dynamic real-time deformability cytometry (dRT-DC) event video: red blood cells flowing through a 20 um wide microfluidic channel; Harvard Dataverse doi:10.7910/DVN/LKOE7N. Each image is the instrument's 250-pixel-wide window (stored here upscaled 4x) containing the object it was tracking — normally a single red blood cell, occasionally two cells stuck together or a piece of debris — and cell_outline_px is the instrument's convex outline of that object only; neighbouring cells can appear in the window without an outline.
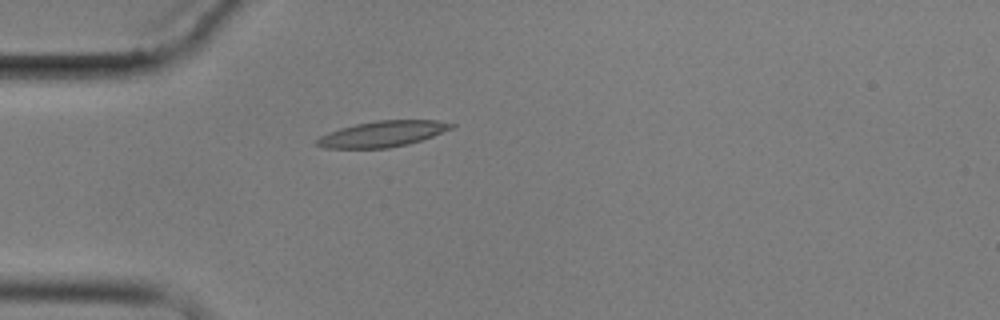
{"species": "common noctule bat (a hibernating species)", "species_latin": "Nyctalus noctula", "temperature_condition": "cold", "stored_images_in_passage": 6, "camera_frame_rate_fps": 3000, "um_per_image_px": 0.085, "animal": {"sex": "male", "body_mass_g": 17.9}, "frame": {"image": 1, "passage_image": 5, "time_ms": 4.667, "image_size_px": [1000, 320], "cell_outline_px": [[456, 124], [452, 128], [432, 136], [408, 144], [388, 148], [324, 148], [316, 144], [316, 140], [320, 136], [328, 132], [340, 128], [356, 124], [376, 120], [436, 120]], "centroid_in_image_um": [32.49, 11.38], "position_along_channel_um": 52.5, "area_um2": 20.11}}